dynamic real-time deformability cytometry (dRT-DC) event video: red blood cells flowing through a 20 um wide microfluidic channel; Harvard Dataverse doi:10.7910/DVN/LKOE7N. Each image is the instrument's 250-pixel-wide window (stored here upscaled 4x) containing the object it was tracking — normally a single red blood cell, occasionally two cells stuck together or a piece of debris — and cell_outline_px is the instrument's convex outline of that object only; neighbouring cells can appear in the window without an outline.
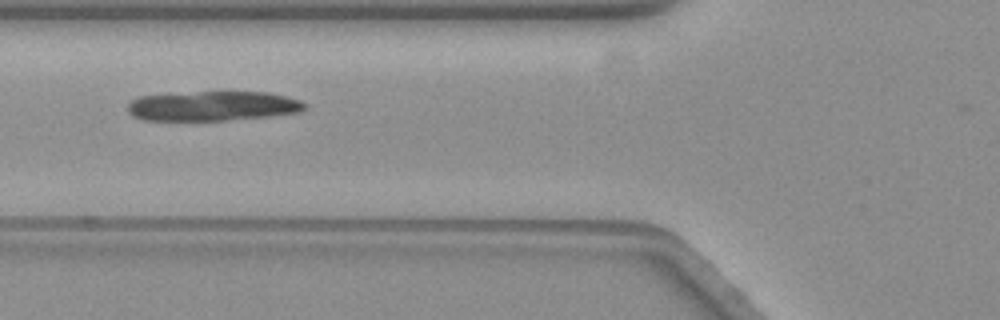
{"species": "common noctule bat (a hibernating species)", "species_latin": "Nyctalus noctula", "temperature_condition": "warm", "stored_images_in_passage": 40, "camera_frame_rate_fps": 3000, "um_per_image_px": 0.085, "animal": {"sex": "female", "body_mass_g": 19.3, "forearm_length_mm": 54.1}, "frame": {"image": 1, "passage_image": 5, "time_ms": 1.333, "image_size_px": [1000, 320], "cell_outline_px": [[304, 108], [300, 112], [268, 116], [224, 120], [144, 120], [132, 116], [128, 112], [128, 104], [132, 100], [140, 96], [200, 92], [268, 92], [288, 96], [300, 100], [304, 104]], "centroid_in_image_um": [18.08, 9.01], "position_along_channel_um": 107.7, "area_um2": 30.35}}
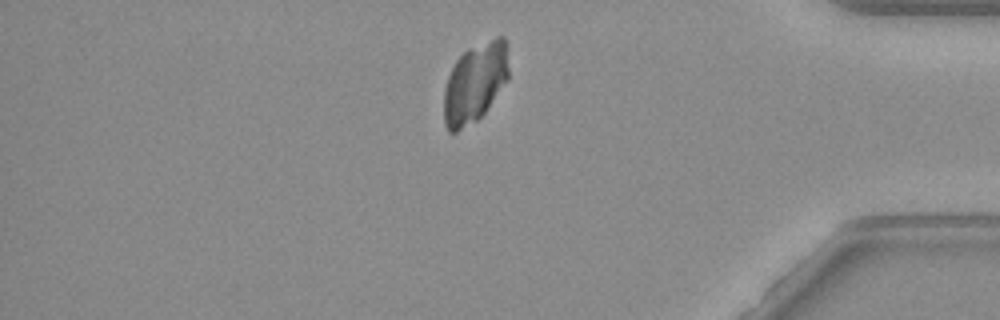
{"frame": {"image": 2, "passage_image": 32, "time_ms": 10.333, "image_size_px": [1000, 320], "cell_outline_px": [[508, 80], [484, 112], [476, 120], [456, 132], [448, 132], [444, 124], [444, 88], [448, 76], [456, 60], [468, 48], [496, 36], [504, 36], [508, 44]], "centroid_in_image_um": [40.38, 7.0], "position_along_channel_um": 394.8, "area_um2": 30.17}}